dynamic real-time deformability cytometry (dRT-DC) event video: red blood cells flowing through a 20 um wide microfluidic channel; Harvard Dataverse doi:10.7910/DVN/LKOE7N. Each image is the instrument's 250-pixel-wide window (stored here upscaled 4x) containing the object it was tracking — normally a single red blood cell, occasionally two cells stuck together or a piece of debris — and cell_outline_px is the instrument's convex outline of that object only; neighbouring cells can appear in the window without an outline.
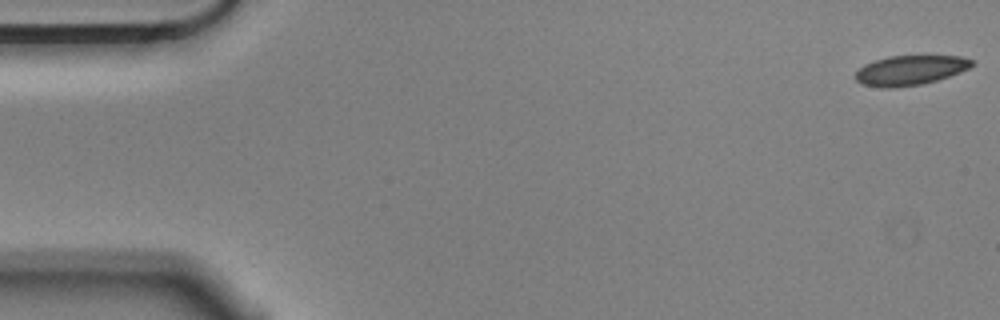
{"species": "Egyptian fruit bat (a non-hibernating species)", "species_latin": "Rousettus aegyptiacus", "temperature_condition": "cold", "stored_images_in_passage": 4, "camera_frame_rate_fps": 3000, "um_per_image_px": 0.085, "animal": {"sex": "male"}, "frame": {"image": 1, "passage_image": 1, "time_ms": 0.0, "image_size_px": [1000, 320], "cell_outline_px": [[976, 64], [960, 72], [936, 80], [920, 84], [892, 88], [880, 88], [864, 84], [856, 80], [856, 72], [864, 64], [888, 56], [960, 56], [972, 60]], "centroid_in_image_um": [77.36, 5.97], "position_along_channel_um": 7.6, "area_um2": 19.94}}